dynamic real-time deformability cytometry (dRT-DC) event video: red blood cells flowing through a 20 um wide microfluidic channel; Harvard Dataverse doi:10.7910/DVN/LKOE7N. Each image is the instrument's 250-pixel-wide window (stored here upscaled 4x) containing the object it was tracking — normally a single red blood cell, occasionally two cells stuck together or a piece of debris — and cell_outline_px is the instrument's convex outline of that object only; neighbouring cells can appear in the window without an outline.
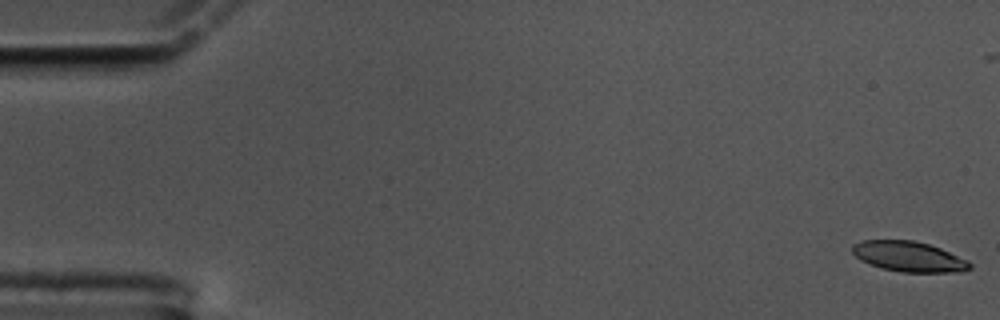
{"species": "common noctule bat (a hibernating species)", "species_latin": "Nyctalus noctula", "temperature_condition": "cold", "stored_images_in_passage": 16, "camera_frame_rate_fps": 3000, "um_per_image_px": 0.085, "animal": {"sex": "male", "body_mass_g": 17.5, "forearm_length_mm": 52.3}, "frame": {"image": 1, "passage_image": 1, "time_ms": 0.0, "image_size_px": [1000, 320], "cell_outline_px": [[972, 268], [960, 272], [900, 272], [884, 268], [860, 260], [852, 252], [852, 244], [860, 240], [912, 240], [928, 244], [940, 248], [968, 260], [972, 264]], "centroid_in_image_um": [77.26, 21.8], "position_along_channel_um": 7.7, "area_um2": 20.69}}
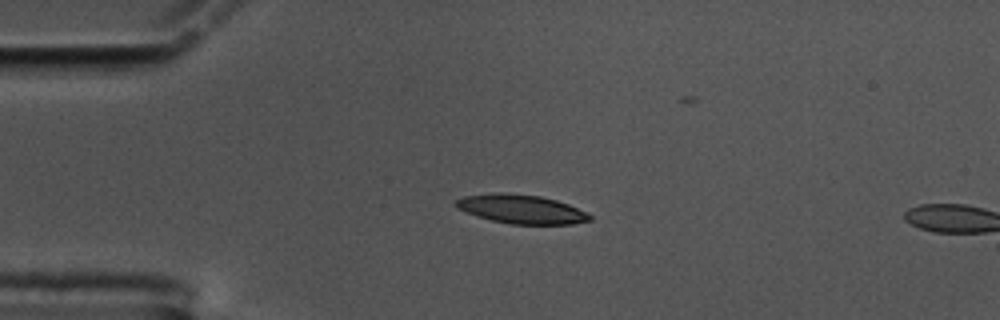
{"frame": {"image": 2, "passage_image": 14, "time_ms": 4.333, "image_size_px": [1000, 320], "cell_outline_px": [[592, 220], [572, 224], [512, 224], [492, 220], [476, 216], [456, 208], [452, 204], [456, 200], [464, 196], [492, 192], [504, 192], [540, 196], [556, 200], [568, 204], [588, 212], [592, 216]], "centroid_in_image_um": [44.29, 17.77], "position_along_channel_um": 40.7, "area_um2": 22.77}}